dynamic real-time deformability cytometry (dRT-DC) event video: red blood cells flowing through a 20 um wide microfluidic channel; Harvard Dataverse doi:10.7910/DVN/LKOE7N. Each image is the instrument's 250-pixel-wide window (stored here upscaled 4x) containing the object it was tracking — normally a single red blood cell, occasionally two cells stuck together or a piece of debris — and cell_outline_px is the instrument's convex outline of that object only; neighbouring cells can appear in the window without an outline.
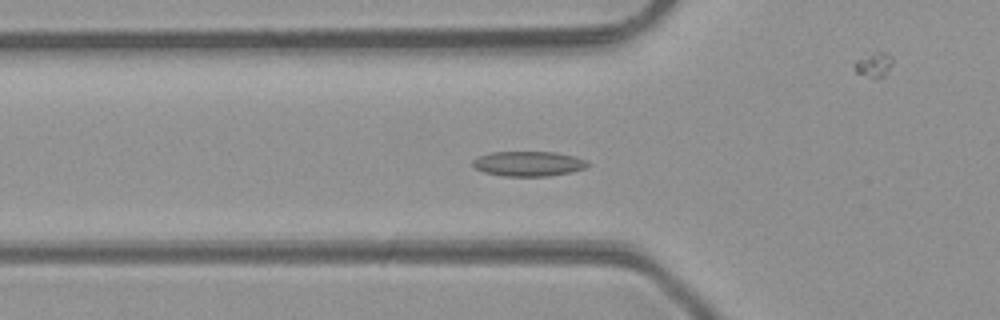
{"species": "common noctule bat (a hibernating species)", "species_latin": "Nyctalus noctula", "temperature_condition": "room temperature", "stored_images_in_passage": 49, "camera_frame_rate_fps": 3000, "um_per_image_px": 0.085, "animal": {"sex": "male", "body_mass_g": 23.1, "forearm_length_mm": 52.7}, "frame": {"image": 1, "passage_image": 16, "time_ms": 5.0, "image_size_px": [1000, 320], "cell_outline_px": [[592, 164], [584, 168], [572, 172], [548, 176], [504, 176], [484, 172], [476, 168], [472, 164], [472, 160], [476, 156], [492, 152], [556, 152], [576, 156], [588, 160]], "centroid_in_image_um": [44.95, 13.91], "position_along_channel_um": 80.8, "area_um2": 16.94}}
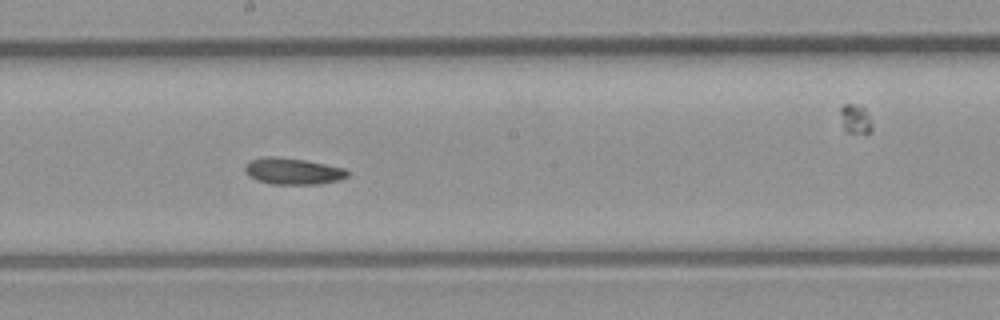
{"frame": {"image": 2, "passage_image": 26, "time_ms": 8.333, "image_size_px": [1000, 320], "cell_outline_px": [[348, 176], [340, 180], [320, 184], [272, 184], [256, 180], [248, 176], [244, 168], [244, 164], [252, 160], [264, 156], [276, 156], [304, 160], [344, 168], [348, 172]], "centroid_in_image_um": [24.86, 14.55], "position_along_channel_um": 223.3, "area_um2": 15.84}}
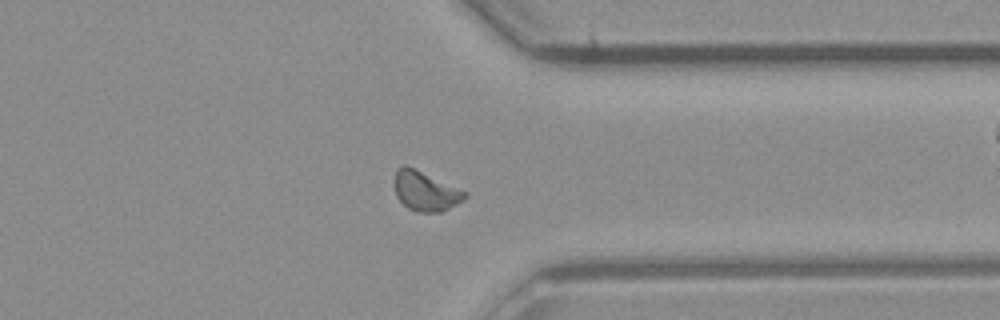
{"frame": {"image": 3, "passage_image": 37, "time_ms": 12.0, "image_size_px": [1000, 320], "cell_outline_px": [[468, 196], [464, 200], [440, 212], [420, 212], [408, 208], [396, 196], [396, 168], [404, 164], [468, 192]], "centroid_in_image_um": [36.19, 16.25], "position_along_channel_um": 375.2, "area_um2": 15.9}}